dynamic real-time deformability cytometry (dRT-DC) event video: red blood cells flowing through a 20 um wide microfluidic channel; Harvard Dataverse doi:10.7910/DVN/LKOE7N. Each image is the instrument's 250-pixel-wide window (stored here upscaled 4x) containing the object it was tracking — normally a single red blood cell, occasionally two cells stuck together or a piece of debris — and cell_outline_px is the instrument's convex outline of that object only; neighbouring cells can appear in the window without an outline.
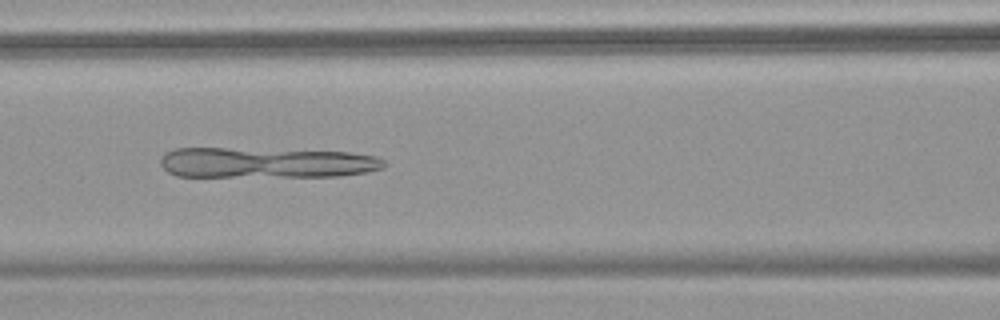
{"species": "common noctule bat (a hibernating species)", "species_latin": "Nyctalus noctula", "temperature_condition": "warm", "stored_images_in_passage": 38, "camera_frame_rate_fps": 3000, "um_per_image_px": 0.085, "animal": {"sex": "female", "body_mass_g": 18.4}, "frame": {"image": 1, "passage_image": 9, "time_ms": 2.667, "image_size_px": [1000, 320], "cell_outline_px": [[384, 168], [368, 172], [340, 176], [176, 176], [168, 172], [160, 164], [160, 156], [164, 152], [176, 148], [228, 148], [348, 152], [376, 156], [384, 160]], "centroid_in_image_um": [22.6, 13.83], "position_along_channel_um": 144.0, "area_um2": 39.77}}
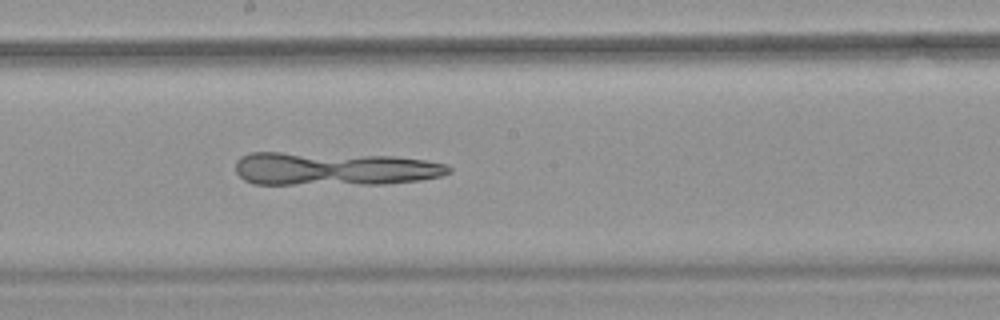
{"frame": {"image": 2, "passage_image": 15, "time_ms": 4.667, "image_size_px": [1000, 320], "cell_outline_px": [[452, 172], [440, 176], [420, 180], [384, 184], [252, 184], [244, 180], [236, 172], [236, 160], [240, 156], [248, 152], [280, 152], [392, 156], [424, 160], [448, 164], [452, 168]], "centroid_in_image_um": [28.38, 14.35], "position_along_channel_um": 219.8, "area_um2": 41.67}}
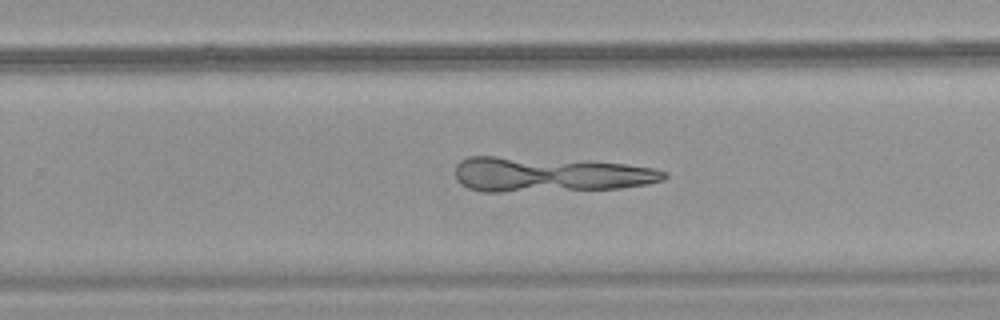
{"frame": {"image": 3, "passage_image": 20, "time_ms": 6.333, "image_size_px": [1000, 320], "cell_outline_px": [[668, 176], [664, 180], [648, 184], [620, 188], [500, 192], [484, 192], [468, 188], [460, 184], [456, 180], [456, 164], [460, 160], [468, 156], [496, 156], [588, 160], [624, 164], [656, 168], [668, 172]], "centroid_in_image_um": [46.73, 14.82], "position_along_channel_um": 283.1, "area_um2": 43.06}}